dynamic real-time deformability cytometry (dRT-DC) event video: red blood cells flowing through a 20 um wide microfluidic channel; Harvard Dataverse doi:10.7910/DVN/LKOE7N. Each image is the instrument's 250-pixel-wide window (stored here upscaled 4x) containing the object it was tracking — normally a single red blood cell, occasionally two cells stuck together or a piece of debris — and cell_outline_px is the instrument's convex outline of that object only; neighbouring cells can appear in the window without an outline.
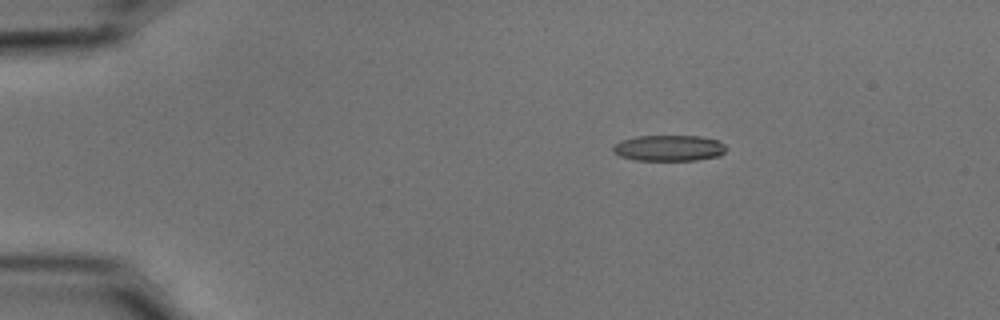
{"species": "common noctule bat (a hibernating species)", "species_latin": "Nyctalus noctula", "temperature_condition": "cold", "stored_images_in_passage": 12, "camera_frame_rate_fps": 3000, "um_per_image_px": 0.085, "animal": {"sex": "male", "body_mass_g": 15.6}, "frame": {"image": 1, "passage_image": 1, "time_ms": 0.0, "image_size_px": [1000, 320], "cell_outline_px": [[728, 148], [720, 156], [696, 160], [636, 160], [620, 156], [612, 152], [612, 148], [616, 144], [624, 140], [636, 136], [700, 136], [720, 140]], "centroid_in_image_um": [56.91, 12.58], "position_along_channel_um": 28.1, "area_um2": 17.17}}